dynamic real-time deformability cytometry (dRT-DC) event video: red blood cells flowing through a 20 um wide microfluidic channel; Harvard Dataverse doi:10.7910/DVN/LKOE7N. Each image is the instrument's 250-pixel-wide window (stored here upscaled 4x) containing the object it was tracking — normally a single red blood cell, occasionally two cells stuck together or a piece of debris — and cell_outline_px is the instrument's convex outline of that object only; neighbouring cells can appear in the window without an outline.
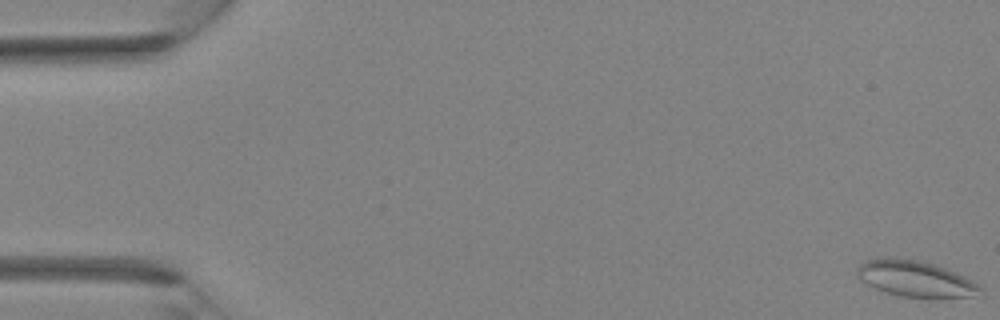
{"species": "Egyptian fruit bat (a non-hibernating species)", "species_latin": "Rousettus aegyptiacus", "temperature_condition": "room temperature", "stored_images_in_passage": 38, "camera_frame_rate_fps": 3000, "um_per_image_px": 0.085, "animal": {"sex": "female"}, "frame": {"image": 1, "passage_image": 1, "time_ms": 0.0, "image_size_px": [1000, 320], "cell_outline_px": [[984, 288], [972, 296], [936, 300], [928, 300], [900, 296], [876, 288], [860, 280], [856, 276], [856, 268], [860, 264], [872, 256], [892, 256], [924, 260], [936, 264], [956, 272], [980, 284]], "centroid_in_image_um": [77.8, 23.68], "position_along_channel_um": 7.2, "area_um2": 27.17}}
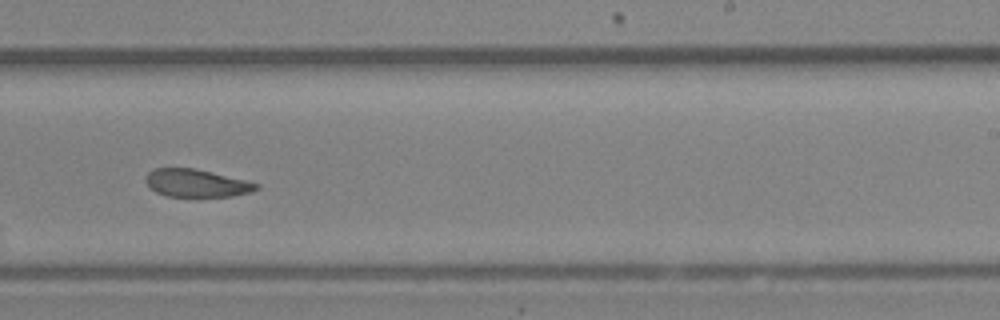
{"frame": {"image": 2, "passage_image": 24, "time_ms": 7.667, "image_size_px": [1000, 320], "cell_outline_px": [[260, 188], [252, 192], [232, 196], [168, 196], [156, 192], [144, 180], [144, 176], [152, 168], [192, 168], [244, 180], [260, 184]], "centroid_in_image_um": [16.68, 15.56], "position_along_channel_um": 272.3, "area_um2": 17.69}}
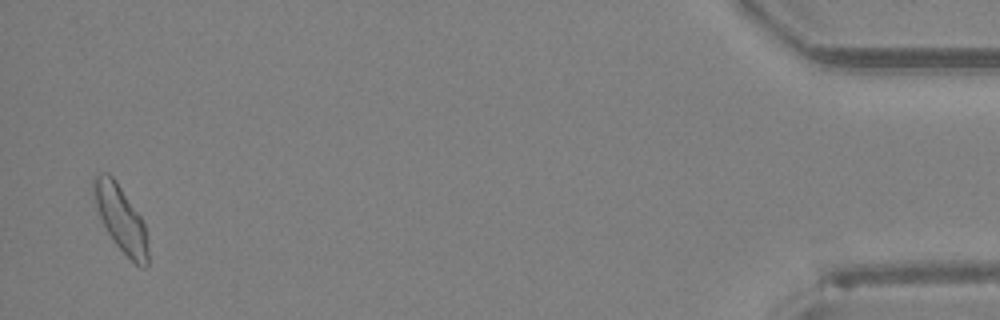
{"frame": {"image": 3, "passage_image": 37, "time_ms": 12.0, "image_size_px": [1000, 320], "cell_outline_px": [[148, 264], [144, 268], [136, 264], [116, 244], [108, 232], [100, 216], [96, 204], [92, 184], [92, 176], [100, 172], [108, 172], [116, 180], [140, 216], [144, 224], [148, 236]], "centroid_in_image_um": [10.28, 18.55], "position_along_channel_um": 424.9, "area_um2": 20.63}}